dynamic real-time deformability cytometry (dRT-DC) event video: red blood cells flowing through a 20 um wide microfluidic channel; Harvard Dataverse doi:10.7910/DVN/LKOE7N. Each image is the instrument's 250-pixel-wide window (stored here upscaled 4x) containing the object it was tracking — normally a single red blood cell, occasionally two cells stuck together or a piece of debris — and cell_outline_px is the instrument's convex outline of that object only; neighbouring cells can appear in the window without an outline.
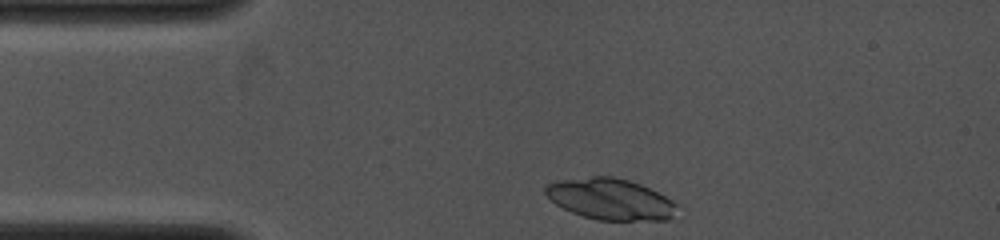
{"species": "common noctule bat (a hibernating species)", "species_latin": "Nyctalus noctula", "temperature_condition": "cold", "stored_images_in_passage": 2, "camera_frame_rate_fps": 4000, "um_per_image_px": 0.085, "animal": {"sex": "female", "body_mass_g": 19.0, "forearm_length_mm": 53.3}, "frame": {"image": 1, "passage_image": 1, "time_ms": 0.0, "image_size_px": [1000, 240], "cell_outline_px": [[676, 204], [672, 216], [668, 220], [596, 220], [572, 212], [556, 204], [544, 192], [544, 188], [548, 184], [556, 180], [592, 176], [616, 176], [640, 184], [672, 200]], "centroid_in_image_um": [51.84, 16.91], "position_along_channel_um": 33.2, "area_um2": 31.33}}